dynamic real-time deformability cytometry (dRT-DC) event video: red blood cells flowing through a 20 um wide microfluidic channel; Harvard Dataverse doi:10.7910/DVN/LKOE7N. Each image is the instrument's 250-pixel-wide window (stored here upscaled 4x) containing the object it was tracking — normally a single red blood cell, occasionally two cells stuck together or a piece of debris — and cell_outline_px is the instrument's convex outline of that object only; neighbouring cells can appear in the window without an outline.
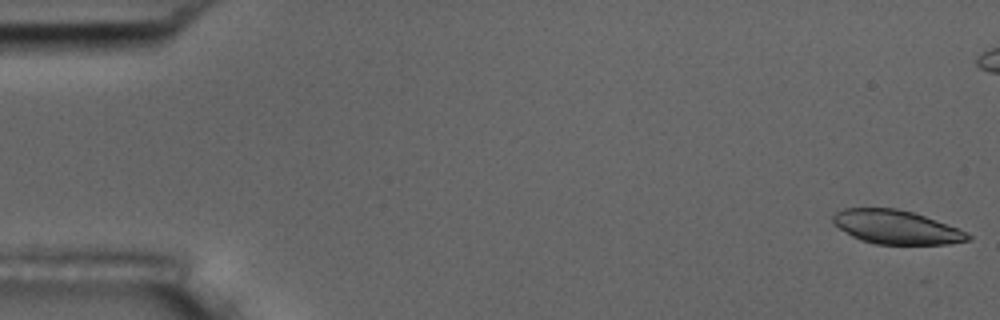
{"species": "common noctule bat (a hibernating species)", "species_latin": "Nyctalus noctula", "temperature_condition": "room temperature", "stored_images_in_passage": 6, "camera_frame_rate_fps": 3000, "um_per_image_px": 0.085, "animal": {"sex": "male", "body_mass_g": 17.5, "forearm_length_mm": 52.3}, "frame": {"image": 1, "passage_image": 1, "time_ms": 0.0, "image_size_px": [1000, 320], "cell_outline_px": [[972, 240], [948, 244], [876, 244], [860, 240], [852, 236], [832, 224], [832, 216], [836, 212], [844, 208], [896, 208], [912, 212], [924, 216], [956, 228], [972, 236]], "centroid_in_image_um": [76.13, 19.31], "position_along_channel_um": 8.9, "area_um2": 26.41}}